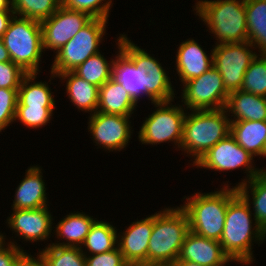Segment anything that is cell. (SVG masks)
Returning <instances> with one entry per match:
<instances>
[{"label":"cell","instance_id":"6da1fadb","mask_svg":"<svg viewBox=\"0 0 266 266\" xmlns=\"http://www.w3.org/2000/svg\"><path fill=\"white\" fill-rule=\"evenodd\" d=\"M264 241L266 233L256 222L249 203L237 193L228 202L225 226L219 241L224 253L232 262L248 266L255 260L253 244L257 242L260 245Z\"/></svg>","mask_w":266,"mask_h":266},{"label":"cell","instance_id":"7a4b0ae2","mask_svg":"<svg viewBox=\"0 0 266 266\" xmlns=\"http://www.w3.org/2000/svg\"><path fill=\"white\" fill-rule=\"evenodd\" d=\"M227 182V183H226ZM218 191L184 196L180 207L188 217L190 231L208 239L220 241L225 226L228 202L238 193L228 181ZM232 187V188H231Z\"/></svg>","mask_w":266,"mask_h":266},{"label":"cell","instance_id":"3957f363","mask_svg":"<svg viewBox=\"0 0 266 266\" xmlns=\"http://www.w3.org/2000/svg\"><path fill=\"white\" fill-rule=\"evenodd\" d=\"M194 6L196 16L217 40L215 44L248 41L245 0H196Z\"/></svg>","mask_w":266,"mask_h":266},{"label":"cell","instance_id":"277c9868","mask_svg":"<svg viewBox=\"0 0 266 266\" xmlns=\"http://www.w3.org/2000/svg\"><path fill=\"white\" fill-rule=\"evenodd\" d=\"M230 134V119L225 108L188 111L183 126L180 150L194 165L211 147Z\"/></svg>","mask_w":266,"mask_h":266},{"label":"cell","instance_id":"5b68a950","mask_svg":"<svg viewBox=\"0 0 266 266\" xmlns=\"http://www.w3.org/2000/svg\"><path fill=\"white\" fill-rule=\"evenodd\" d=\"M158 212V213H157ZM154 213V225L148 246V263L173 264L190 231L188 217L180 206Z\"/></svg>","mask_w":266,"mask_h":266},{"label":"cell","instance_id":"8992f818","mask_svg":"<svg viewBox=\"0 0 266 266\" xmlns=\"http://www.w3.org/2000/svg\"><path fill=\"white\" fill-rule=\"evenodd\" d=\"M10 59L27 73H39L43 57L40 21L14 15L1 37Z\"/></svg>","mask_w":266,"mask_h":266},{"label":"cell","instance_id":"52a82bcc","mask_svg":"<svg viewBox=\"0 0 266 266\" xmlns=\"http://www.w3.org/2000/svg\"><path fill=\"white\" fill-rule=\"evenodd\" d=\"M172 102L174 101L153 103L155 110L144 118L138 132L140 143L154 147L172 142L177 151H180L187 110L183 105H173Z\"/></svg>","mask_w":266,"mask_h":266},{"label":"cell","instance_id":"ba28073f","mask_svg":"<svg viewBox=\"0 0 266 266\" xmlns=\"http://www.w3.org/2000/svg\"><path fill=\"white\" fill-rule=\"evenodd\" d=\"M107 19L93 18L54 56L50 72L55 75L75 70L90 56L100 52L99 47L106 35Z\"/></svg>","mask_w":266,"mask_h":266},{"label":"cell","instance_id":"9c48e42d","mask_svg":"<svg viewBox=\"0 0 266 266\" xmlns=\"http://www.w3.org/2000/svg\"><path fill=\"white\" fill-rule=\"evenodd\" d=\"M121 50L133 61L137 68L146 73V96L152 105L155 102L174 101L176 89L162 63L154 56L121 34ZM175 92V93H174Z\"/></svg>","mask_w":266,"mask_h":266},{"label":"cell","instance_id":"30bf717a","mask_svg":"<svg viewBox=\"0 0 266 266\" xmlns=\"http://www.w3.org/2000/svg\"><path fill=\"white\" fill-rule=\"evenodd\" d=\"M254 157L240 146L235 138L228 134L224 139L211 147L194 165L196 168H204L218 172L244 169L245 179L236 184V188L247 183L253 177L260 175L265 169L256 168ZM255 165V166H254Z\"/></svg>","mask_w":266,"mask_h":266},{"label":"cell","instance_id":"8fae6325","mask_svg":"<svg viewBox=\"0 0 266 266\" xmlns=\"http://www.w3.org/2000/svg\"><path fill=\"white\" fill-rule=\"evenodd\" d=\"M181 105L188 111L213 110L226 107L229 93L221 74L212 66L201 76L182 84Z\"/></svg>","mask_w":266,"mask_h":266},{"label":"cell","instance_id":"7c38bea8","mask_svg":"<svg viewBox=\"0 0 266 266\" xmlns=\"http://www.w3.org/2000/svg\"><path fill=\"white\" fill-rule=\"evenodd\" d=\"M254 48L255 46L249 41L220 43L213 46V66L221 74L228 93L241 90L244 74L258 55Z\"/></svg>","mask_w":266,"mask_h":266},{"label":"cell","instance_id":"4fadbf2b","mask_svg":"<svg viewBox=\"0 0 266 266\" xmlns=\"http://www.w3.org/2000/svg\"><path fill=\"white\" fill-rule=\"evenodd\" d=\"M88 132L93 143L105 151L116 152L126 148L132 139L131 116L105 114L96 111L88 117Z\"/></svg>","mask_w":266,"mask_h":266},{"label":"cell","instance_id":"5bb4252c","mask_svg":"<svg viewBox=\"0 0 266 266\" xmlns=\"http://www.w3.org/2000/svg\"><path fill=\"white\" fill-rule=\"evenodd\" d=\"M92 19L85 12L61 5L51 17L40 22L44 52L48 49L56 53Z\"/></svg>","mask_w":266,"mask_h":266},{"label":"cell","instance_id":"9a60e30c","mask_svg":"<svg viewBox=\"0 0 266 266\" xmlns=\"http://www.w3.org/2000/svg\"><path fill=\"white\" fill-rule=\"evenodd\" d=\"M10 217L6 219V224L18 239L25 242L46 241L51 237L54 229V217L48 206L37 209H12ZM53 225V226H52ZM52 233V234H51Z\"/></svg>","mask_w":266,"mask_h":266},{"label":"cell","instance_id":"2e32d148","mask_svg":"<svg viewBox=\"0 0 266 266\" xmlns=\"http://www.w3.org/2000/svg\"><path fill=\"white\" fill-rule=\"evenodd\" d=\"M154 225V214L132 222L127 229L117 233L118 248L131 266L148 263V246ZM122 234V235H121Z\"/></svg>","mask_w":266,"mask_h":266},{"label":"cell","instance_id":"e0dca14e","mask_svg":"<svg viewBox=\"0 0 266 266\" xmlns=\"http://www.w3.org/2000/svg\"><path fill=\"white\" fill-rule=\"evenodd\" d=\"M177 260H187L203 266H226L232 262L219 241L191 231L185 237Z\"/></svg>","mask_w":266,"mask_h":266},{"label":"cell","instance_id":"ac0fdd59","mask_svg":"<svg viewBox=\"0 0 266 266\" xmlns=\"http://www.w3.org/2000/svg\"><path fill=\"white\" fill-rule=\"evenodd\" d=\"M175 59L176 68L174 69L182 84L201 76L214 64L213 50L211 49L208 56L207 51L203 50V47L194 38L186 39L179 44Z\"/></svg>","mask_w":266,"mask_h":266},{"label":"cell","instance_id":"d6986e66","mask_svg":"<svg viewBox=\"0 0 266 266\" xmlns=\"http://www.w3.org/2000/svg\"><path fill=\"white\" fill-rule=\"evenodd\" d=\"M42 170L38 165H30L25 170V177L16 187L12 209L26 210L49 206Z\"/></svg>","mask_w":266,"mask_h":266},{"label":"cell","instance_id":"ffe728a7","mask_svg":"<svg viewBox=\"0 0 266 266\" xmlns=\"http://www.w3.org/2000/svg\"><path fill=\"white\" fill-rule=\"evenodd\" d=\"M117 36V54L113 63L112 77L121 83L138 104L146 96V73L137 68L133 61L121 50V34Z\"/></svg>","mask_w":266,"mask_h":266},{"label":"cell","instance_id":"44dd1931","mask_svg":"<svg viewBox=\"0 0 266 266\" xmlns=\"http://www.w3.org/2000/svg\"><path fill=\"white\" fill-rule=\"evenodd\" d=\"M53 78H60V81L66 82V95L70 102L76 106L78 111L94 114L98 108L99 87L87 82L76 75L73 71H67L55 75L50 72V84ZM64 80V81H63Z\"/></svg>","mask_w":266,"mask_h":266},{"label":"cell","instance_id":"7402d4cb","mask_svg":"<svg viewBox=\"0 0 266 266\" xmlns=\"http://www.w3.org/2000/svg\"><path fill=\"white\" fill-rule=\"evenodd\" d=\"M64 217L60 219L55 227H53L55 228V230H53L55 233V238L57 237L59 241H55V243L51 242L49 244L81 247L91 229V226L94 224L97 218H93V216H90V214L79 211L76 213L75 211L70 212ZM61 240L63 242H60Z\"/></svg>","mask_w":266,"mask_h":266},{"label":"cell","instance_id":"603a6c76","mask_svg":"<svg viewBox=\"0 0 266 266\" xmlns=\"http://www.w3.org/2000/svg\"><path fill=\"white\" fill-rule=\"evenodd\" d=\"M225 109L229 115L230 122L242 120L266 121V97L263 96L242 90L231 92Z\"/></svg>","mask_w":266,"mask_h":266},{"label":"cell","instance_id":"cb8c5ba5","mask_svg":"<svg viewBox=\"0 0 266 266\" xmlns=\"http://www.w3.org/2000/svg\"><path fill=\"white\" fill-rule=\"evenodd\" d=\"M136 106L129 92L113 77L99 88L98 112L132 116Z\"/></svg>","mask_w":266,"mask_h":266},{"label":"cell","instance_id":"d4e9b609","mask_svg":"<svg viewBox=\"0 0 266 266\" xmlns=\"http://www.w3.org/2000/svg\"><path fill=\"white\" fill-rule=\"evenodd\" d=\"M230 134L254 158H266V121L230 122Z\"/></svg>","mask_w":266,"mask_h":266},{"label":"cell","instance_id":"484cf974","mask_svg":"<svg viewBox=\"0 0 266 266\" xmlns=\"http://www.w3.org/2000/svg\"><path fill=\"white\" fill-rule=\"evenodd\" d=\"M39 73H27L18 89L17 107H56L48 82L36 81Z\"/></svg>","mask_w":266,"mask_h":266},{"label":"cell","instance_id":"4316f807","mask_svg":"<svg viewBox=\"0 0 266 266\" xmlns=\"http://www.w3.org/2000/svg\"><path fill=\"white\" fill-rule=\"evenodd\" d=\"M117 231L118 229L110 222L103 219L96 220L80 247L82 253L95 255L116 249L118 247Z\"/></svg>","mask_w":266,"mask_h":266},{"label":"cell","instance_id":"83f0119b","mask_svg":"<svg viewBox=\"0 0 266 266\" xmlns=\"http://www.w3.org/2000/svg\"><path fill=\"white\" fill-rule=\"evenodd\" d=\"M237 190L249 203L256 222L266 233V169L247 183L238 186Z\"/></svg>","mask_w":266,"mask_h":266},{"label":"cell","instance_id":"f1b7e54d","mask_svg":"<svg viewBox=\"0 0 266 266\" xmlns=\"http://www.w3.org/2000/svg\"><path fill=\"white\" fill-rule=\"evenodd\" d=\"M248 41L266 54V0H245Z\"/></svg>","mask_w":266,"mask_h":266},{"label":"cell","instance_id":"f546056e","mask_svg":"<svg viewBox=\"0 0 266 266\" xmlns=\"http://www.w3.org/2000/svg\"><path fill=\"white\" fill-rule=\"evenodd\" d=\"M114 59L110 61L98 52L90 56L86 61L79 65L73 72L87 82L101 87L106 81L112 78Z\"/></svg>","mask_w":266,"mask_h":266},{"label":"cell","instance_id":"4dcf8cb0","mask_svg":"<svg viewBox=\"0 0 266 266\" xmlns=\"http://www.w3.org/2000/svg\"><path fill=\"white\" fill-rule=\"evenodd\" d=\"M45 245L44 249L38 248L37 255L46 266H86L80 247Z\"/></svg>","mask_w":266,"mask_h":266},{"label":"cell","instance_id":"1f68e13d","mask_svg":"<svg viewBox=\"0 0 266 266\" xmlns=\"http://www.w3.org/2000/svg\"><path fill=\"white\" fill-rule=\"evenodd\" d=\"M61 6V0H12L14 14L19 17L43 21Z\"/></svg>","mask_w":266,"mask_h":266},{"label":"cell","instance_id":"d6a6232c","mask_svg":"<svg viewBox=\"0 0 266 266\" xmlns=\"http://www.w3.org/2000/svg\"><path fill=\"white\" fill-rule=\"evenodd\" d=\"M241 90L266 97V54H259L247 68Z\"/></svg>","mask_w":266,"mask_h":266},{"label":"cell","instance_id":"836d02e7","mask_svg":"<svg viewBox=\"0 0 266 266\" xmlns=\"http://www.w3.org/2000/svg\"><path fill=\"white\" fill-rule=\"evenodd\" d=\"M54 108L56 107H16L14 123L18 121L27 128L39 129L50 123Z\"/></svg>","mask_w":266,"mask_h":266},{"label":"cell","instance_id":"e575fe53","mask_svg":"<svg viewBox=\"0 0 266 266\" xmlns=\"http://www.w3.org/2000/svg\"><path fill=\"white\" fill-rule=\"evenodd\" d=\"M112 2V0H61V5L71 10L85 12L92 18L109 20Z\"/></svg>","mask_w":266,"mask_h":266},{"label":"cell","instance_id":"d590c367","mask_svg":"<svg viewBox=\"0 0 266 266\" xmlns=\"http://www.w3.org/2000/svg\"><path fill=\"white\" fill-rule=\"evenodd\" d=\"M17 102L18 89L0 88V132L14 122Z\"/></svg>","mask_w":266,"mask_h":266},{"label":"cell","instance_id":"8d00e7d4","mask_svg":"<svg viewBox=\"0 0 266 266\" xmlns=\"http://www.w3.org/2000/svg\"><path fill=\"white\" fill-rule=\"evenodd\" d=\"M27 74L12 61L0 63V88L19 89L23 77Z\"/></svg>","mask_w":266,"mask_h":266},{"label":"cell","instance_id":"74e56055","mask_svg":"<svg viewBox=\"0 0 266 266\" xmlns=\"http://www.w3.org/2000/svg\"><path fill=\"white\" fill-rule=\"evenodd\" d=\"M86 266H130L117 247L101 254L85 255Z\"/></svg>","mask_w":266,"mask_h":266},{"label":"cell","instance_id":"f35d334b","mask_svg":"<svg viewBox=\"0 0 266 266\" xmlns=\"http://www.w3.org/2000/svg\"><path fill=\"white\" fill-rule=\"evenodd\" d=\"M16 241H5L0 246V266H19V263L27 254Z\"/></svg>","mask_w":266,"mask_h":266},{"label":"cell","instance_id":"ab89813d","mask_svg":"<svg viewBox=\"0 0 266 266\" xmlns=\"http://www.w3.org/2000/svg\"><path fill=\"white\" fill-rule=\"evenodd\" d=\"M13 10H0V38L6 32L11 19L14 16Z\"/></svg>","mask_w":266,"mask_h":266},{"label":"cell","instance_id":"60d3db41","mask_svg":"<svg viewBox=\"0 0 266 266\" xmlns=\"http://www.w3.org/2000/svg\"><path fill=\"white\" fill-rule=\"evenodd\" d=\"M19 266H46V265L38 255L37 257H33L32 255L27 253L19 263Z\"/></svg>","mask_w":266,"mask_h":266},{"label":"cell","instance_id":"b9f144b4","mask_svg":"<svg viewBox=\"0 0 266 266\" xmlns=\"http://www.w3.org/2000/svg\"><path fill=\"white\" fill-rule=\"evenodd\" d=\"M11 61L8 50L3 44L2 38H0V63Z\"/></svg>","mask_w":266,"mask_h":266},{"label":"cell","instance_id":"7bdbcfd3","mask_svg":"<svg viewBox=\"0 0 266 266\" xmlns=\"http://www.w3.org/2000/svg\"><path fill=\"white\" fill-rule=\"evenodd\" d=\"M171 266H203L187 260H176Z\"/></svg>","mask_w":266,"mask_h":266},{"label":"cell","instance_id":"ee69618b","mask_svg":"<svg viewBox=\"0 0 266 266\" xmlns=\"http://www.w3.org/2000/svg\"><path fill=\"white\" fill-rule=\"evenodd\" d=\"M0 10H13L12 0H0Z\"/></svg>","mask_w":266,"mask_h":266},{"label":"cell","instance_id":"f6af8a7d","mask_svg":"<svg viewBox=\"0 0 266 266\" xmlns=\"http://www.w3.org/2000/svg\"><path fill=\"white\" fill-rule=\"evenodd\" d=\"M131 266H171V264H166V263H137Z\"/></svg>","mask_w":266,"mask_h":266},{"label":"cell","instance_id":"bcb514c9","mask_svg":"<svg viewBox=\"0 0 266 266\" xmlns=\"http://www.w3.org/2000/svg\"><path fill=\"white\" fill-rule=\"evenodd\" d=\"M5 237H7L6 235H4V233L2 234L1 232H0V246L5 242V240L7 239V238H5Z\"/></svg>","mask_w":266,"mask_h":266}]
</instances>
